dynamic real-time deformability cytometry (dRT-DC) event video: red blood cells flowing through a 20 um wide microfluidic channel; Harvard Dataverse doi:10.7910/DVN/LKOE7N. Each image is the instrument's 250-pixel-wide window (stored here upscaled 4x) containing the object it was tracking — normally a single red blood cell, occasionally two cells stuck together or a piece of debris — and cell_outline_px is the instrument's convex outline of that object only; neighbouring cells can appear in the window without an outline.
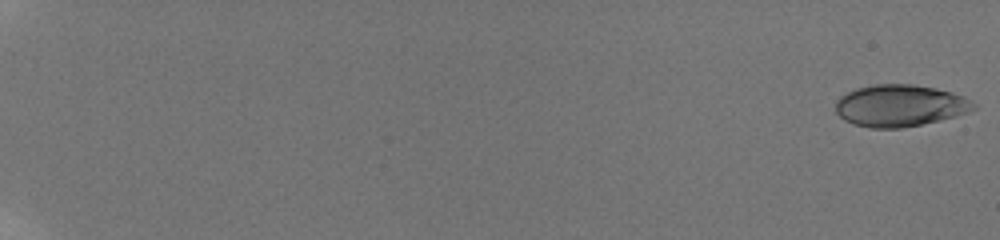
{"species": "human", "species_latin": "Homo sapiens", "temperature_condition": "room temperature", "stored_images_in_passage": 59, "camera_frame_rate_fps": 3000, "um_per_image_px": 0.085, "donor": {"sex": "male"}, "frame": {"image": 1, "passage_image": 1, "time_ms": 0.0, "image_size_px": [1000, 240], "cell_outline_px": [[976, 108], [968, 112], [920, 124], [900, 128], [872, 128], [856, 124], [844, 120], [836, 112], [836, 100], [840, 96], [856, 88], [872, 84], [912, 84], [936, 88], [952, 92], [964, 96], [976, 104]], "centroid_in_image_um": [76.48, 8.96], "position_along_channel_um": 8.5, "area_um2": 33.41}}
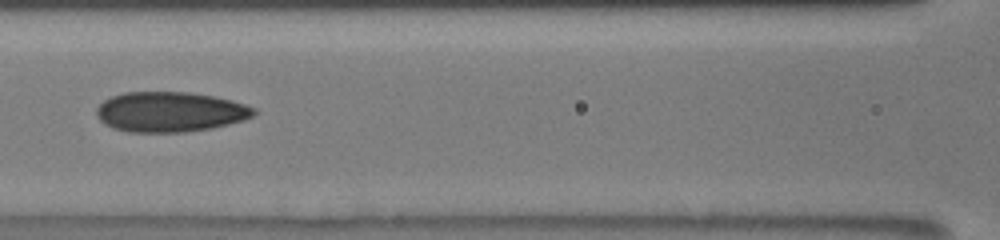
{"frame": {"image": 2, "passage_image": 32, "time_ms": 10.333, "image_size_px": [1000, 240], "cell_outline_px": [[256, 112], [252, 116], [244, 120], [212, 128], [184, 132], [128, 132], [112, 128], [104, 124], [96, 116], [96, 108], [104, 100], [112, 96], [124, 92], [188, 92], [212, 96], [232, 100], [256, 108]], "centroid_in_image_um": [14.43, 9.51], "position_along_channel_um": 152.2, "area_um2": 36.88}}
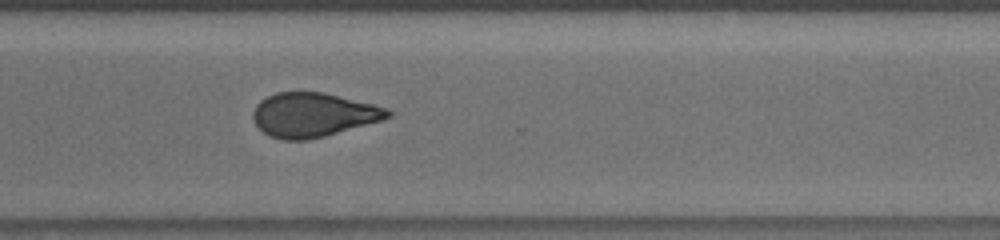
{"frame": {"image": 3, "passage_image": 47, "time_ms": 15.333, "image_size_px": [1000, 240], "cell_outline_px": [[392, 116], [384, 120], [324, 136], [308, 140], [284, 140], [268, 136], [256, 124], [252, 116], [252, 112], [256, 104], [260, 100], [276, 92], [324, 92], [388, 108], [392, 112]], "centroid_in_image_um": [26.62, 9.76], "position_along_channel_um": 344.0, "area_um2": 34.74}, "authors_computed_cell_mechanics": {"area_um2": 34.5066, "velocity_mm_per_s": 3.8488, "shape_relaxation_time_tau1_ms": 8.7168, "shape_relaxation_time_tau2_ms": 1.9681, "deformation_change_tau1": 0.1885, "deformation_change_tau2": 0.0835}}